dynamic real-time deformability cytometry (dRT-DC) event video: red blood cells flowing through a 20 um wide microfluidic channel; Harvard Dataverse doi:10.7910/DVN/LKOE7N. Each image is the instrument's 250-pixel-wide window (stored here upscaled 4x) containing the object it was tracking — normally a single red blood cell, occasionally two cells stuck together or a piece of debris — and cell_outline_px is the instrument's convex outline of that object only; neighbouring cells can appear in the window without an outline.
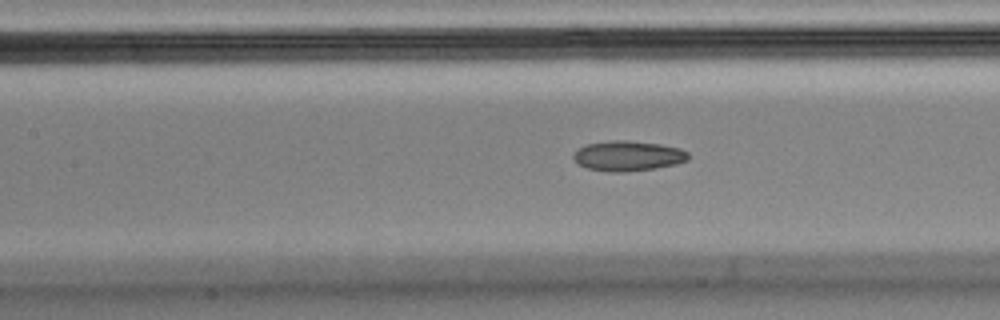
{"species": "Egyptian fruit bat (a non-hibernating species)", "species_latin": "Rousettus aegyptiacus", "temperature_condition": "cold", "stored_images_in_passage": 55, "camera_frame_rate_fps": 3000, "um_per_image_px": 0.085, "animal": {"sex": "male"}, "frame": {"image": 1, "passage_image": 24, "time_ms": 7.667, "image_size_px": [1000, 320], "cell_outline_px": [[688, 160], [676, 164], [656, 168], [624, 172], [612, 172], [588, 168], [580, 164], [572, 156], [580, 148], [588, 144], [612, 140], [628, 140], [660, 144], [680, 148], [688, 152]], "centroid_in_image_um": [53.43, 13.25], "position_along_channel_um": 154.0, "area_um2": 19.94}}
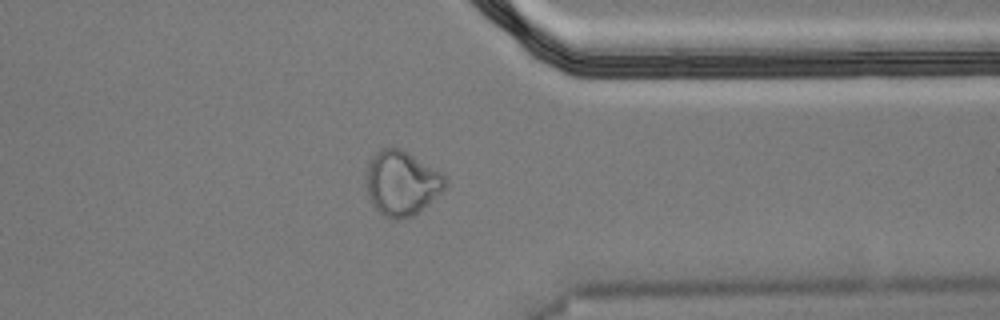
{"frame": {"image": 2, "passage_image": 43, "time_ms": 14.0, "image_size_px": [1000, 320], "cell_outline_px": [[448, 184], [428, 204], [412, 216], [400, 220], [392, 220], [384, 216], [368, 200], [364, 184], [364, 168], [368, 160], [380, 148], [400, 148], [408, 152], [440, 172], [448, 180]], "centroid_in_image_um": [34.06, 15.56], "position_along_channel_um": 377.3, "area_um2": 30.35}}
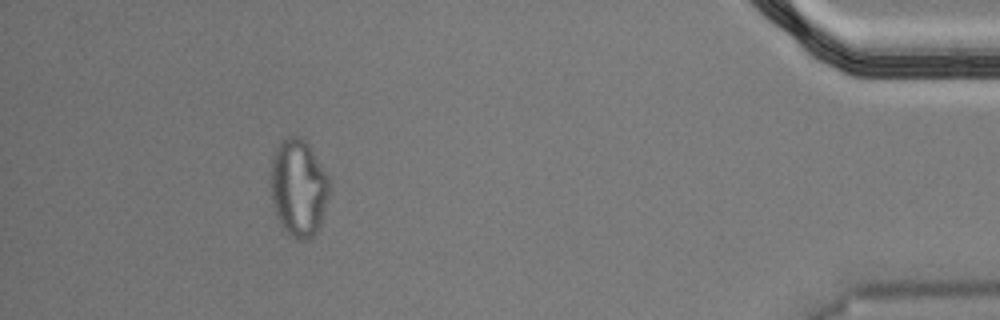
{"frame": {"image": 3, "passage_image": 50, "time_ms": 16.333, "image_size_px": [1000, 320], "cell_outline_px": [[332, 184], [320, 224], [316, 232], [308, 240], [300, 240], [292, 236], [280, 224], [272, 204], [272, 160], [276, 148], [280, 140], [288, 136], [300, 136], [308, 144], [328, 176]], "centroid_in_image_um": [25.39, 15.95], "position_along_channel_um": 409.8, "area_um2": 33.06}, "authors_computed_cell_mechanics": {"area_um2": 19.9988, "velocity_mm_per_s": 3.6264, "shape_relaxation_time_tau1_ms": null, "shape_relaxation_time_tau2_ms": 4.1046, "deformation_change_tau1": null, "deformation_change_tau2": 0.1026}}